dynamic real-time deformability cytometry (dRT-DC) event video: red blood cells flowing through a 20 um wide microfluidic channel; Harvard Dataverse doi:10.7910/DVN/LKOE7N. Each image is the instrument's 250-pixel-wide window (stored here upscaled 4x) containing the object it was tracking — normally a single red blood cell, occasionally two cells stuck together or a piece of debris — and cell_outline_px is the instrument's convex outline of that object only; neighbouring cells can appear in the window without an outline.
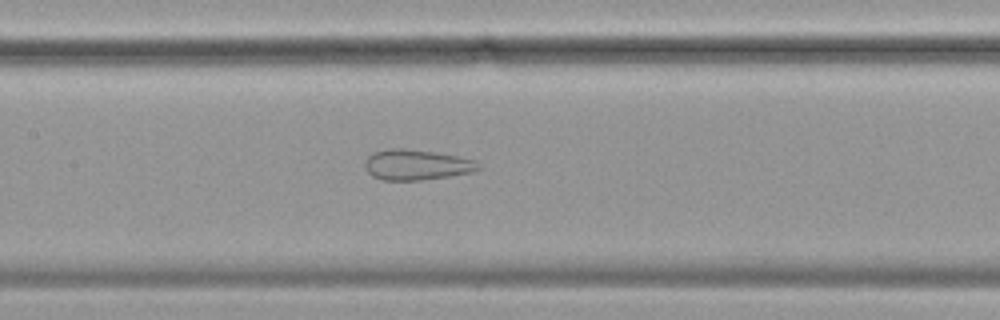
{"species": "common noctule bat (a hibernating species)", "species_latin": "Nyctalus noctula", "temperature_condition": "cold", "stored_images_in_passage": 50, "camera_frame_rate_fps": 3000, "um_per_image_px": 0.085, "animal": {"sex": "female", "body_mass_g": 19.9}, "frame": {"image": 1, "passage_image": 20, "time_ms": 6.333, "image_size_px": [1000, 320], "cell_outline_px": [[484, 168], [472, 172], [448, 176], [420, 180], [384, 180], [372, 176], [364, 168], [364, 164], [368, 156], [372, 152], [388, 148], [404, 148], [432, 152], [456, 156], [476, 160]], "centroid_in_image_um": [35.4, 14.0], "position_along_channel_um": 172.0, "area_um2": 20.23}}
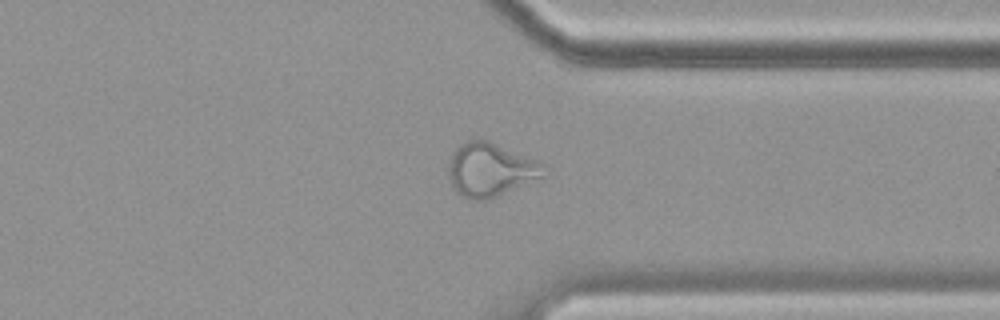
{"frame": {"image": 2, "passage_image": 37, "time_ms": 12.0, "image_size_px": [1000, 320], "cell_outline_px": [[544, 176], [488, 200], [468, 200], [460, 196], [452, 188], [448, 176], [448, 164], [456, 148], [468, 140], [488, 140], [536, 160], [544, 164]], "centroid_in_image_um": [41.64, 14.45], "position_along_channel_um": 369.8, "area_um2": 29.65}}
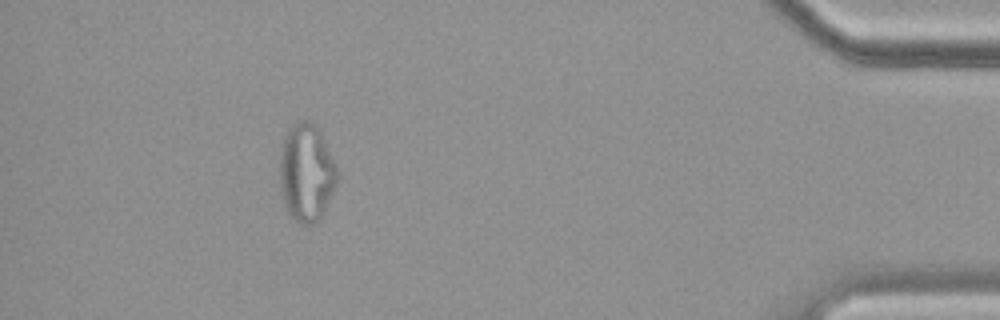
{"frame": {"image": 3, "passage_image": 45, "time_ms": 14.667, "image_size_px": [1000, 320], "cell_outline_px": [[336, 184], [320, 220], [312, 224], [300, 224], [288, 216], [284, 204], [280, 184], [280, 152], [284, 136], [288, 128], [296, 120], [308, 120], [320, 132], [336, 164]], "centroid_in_image_um": [26.01, 14.69], "position_along_channel_um": 409.2, "area_um2": 32.77}, "authors_computed_cell_mechanics": {"area_um2": 29.1601, "velocity_mm_per_s": 3.5232, "shape_relaxation_time_tau1_ms": null, "shape_relaxation_time_tau2_ms": 1.3765, "deformation_change_tau1": null, "deformation_change_tau2": 0.0858}}